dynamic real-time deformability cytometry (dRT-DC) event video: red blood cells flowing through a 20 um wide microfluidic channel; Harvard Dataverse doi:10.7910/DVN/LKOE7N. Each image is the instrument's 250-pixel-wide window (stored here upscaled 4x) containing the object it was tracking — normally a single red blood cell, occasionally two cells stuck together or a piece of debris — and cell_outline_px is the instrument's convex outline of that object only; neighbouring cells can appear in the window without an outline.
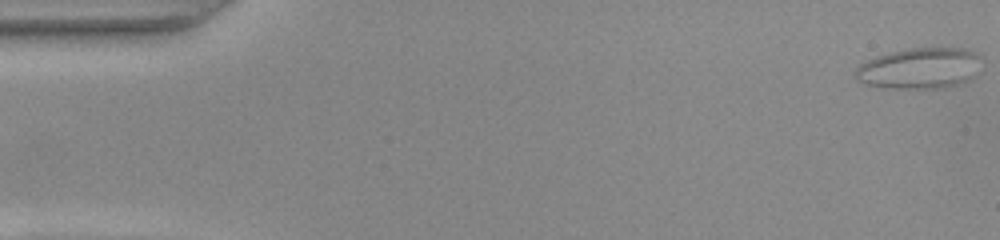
{"species": "common noctule bat (a hibernating species)", "species_latin": "Nyctalus noctula", "temperature_condition": "warm", "stored_images_in_passage": 7, "camera_frame_rate_fps": 3000, "um_per_image_px": 0.085, "animal": {"sex": "female", "body_mass_g": 22.0, "forearm_length_mm": 56.7}, "frame": {"image": 1, "passage_image": 1, "time_ms": 0.0, "image_size_px": [1000, 240], "cell_outline_px": [[976, 56], [972, 76], [968, 80], [960, 84], [944, 88], [876, 88], [864, 84], [856, 80], [856, 68], [864, 60], [876, 56], [892, 52], [912, 48], [964, 48], [972, 52]], "centroid_in_image_um": [78.01, 5.83], "position_along_channel_um": 7.0, "area_um2": 29.59}}